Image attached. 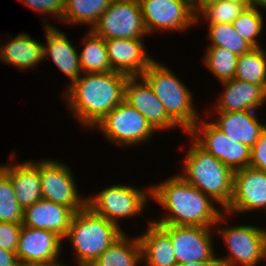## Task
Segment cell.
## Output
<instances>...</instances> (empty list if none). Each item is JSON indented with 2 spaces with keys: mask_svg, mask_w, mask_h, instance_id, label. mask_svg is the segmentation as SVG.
Listing matches in <instances>:
<instances>
[{
  "mask_svg": "<svg viewBox=\"0 0 266 266\" xmlns=\"http://www.w3.org/2000/svg\"><path fill=\"white\" fill-rule=\"evenodd\" d=\"M151 200L159 204L165 213L159 219H152L157 225L214 228L224 213L216 202L177 173L151 184Z\"/></svg>",
  "mask_w": 266,
  "mask_h": 266,
  "instance_id": "obj_1",
  "label": "cell"
},
{
  "mask_svg": "<svg viewBox=\"0 0 266 266\" xmlns=\"http://www.w3.org/2000/svg\"><path fill=\"white\" fill-rule=\"evenodd\" d=\"M129 76L109 73H83L65 86L63 99L73 120L84 130L94 129L117 105L124 101L125 84ZM86 128V129H85Z\"/></svg>",
  "mask_w": 266,
  "mask_h": 266,
  "instance_id": "obj_2",
  "label": "cell"
},
{
  "mask_svg": "<svg viewBox=\"0 0 266 266\" xmlns=\"http://www.w3.org/2000/svg\"><path fill=\"white\" fill-rule=\"evenodd\" d=\"M183 168L178 173L187 183L210 197L224 211L233 194L234 171L205 151L190 136Z\"/></svg>",
  "mask_w": 266,
  "mask_h": 266,
  "instance_id": "obj_3",
  "label": "cell"
},
{
  "mask_svg": "<svg viewBox=\"0 0 266 266\" xmlns=\"http://www.w3.org/2000/svg\"><path fill=\"white\" fill-rule=\"evenodd\" d=\"M165 63L154 60L141 75L163 104L167 114L187 133L201 118L194 94ZM196 107V108H195Z\"/></svg>",
  "mask_w": 266,
  "mask_h": 266,
  "instance_id": "obj_4",
  "label": "cell"
},
{
  "mask_svg": "<svg viewBox=\"0 0 266 266\" xmlns=\"http://www.w3.org/2000/svg\"><path fill=\"white\" fill-rule=\"evenodd\" d=\"M123 233V229L86 206L73 216L64 240L72 244L75 264L90 266Z\"/></svg>",
  "mask_w": 266,
  "mask_h": 266,
  "instance_id": "obj_5",
  "label": "cell"
},
{
  "mask_svg": "<svg viewBox=\"0 0 266 266\" xmlns=\"http://www.w3.org/2000/svg\"><path fill=\"white\" fill-rule=\"evenodd\" d=\"M229 214L224 212L214 226L222 238L227 255L217 258L219 266H256L266 261V227L251 224L229 226ZM229 218V219H228ZM228 219V220H227ZM227 226L224 227L220 224Z\"/></svg>",
  "mask_w": 266,
  "mask_h": 266,
  "instance_id": "obj_6",
  "label": "cell"
},
{
  "mask_svg": "<svg viewBox=\"0 0 266 266\" xmlns=\"http://www.w3.org/2000/svg\"><path fill=\"white\" fill-rule=\"evenodd\" d=\"M151 200V185L139 188L132 184H114L86 197V206L122 229L121 220L144 214ZM144 211V212H143Z\"/></svg>",
  "mask_w": 266,
  "mask_h": 266,
  "instance_id": "obj_7",
  "label": "cell"
},
{
  "mask_svg": "<svg viewBox=\"0 0 266 266\" xmlns=\"http://www.w3.org/2000/svg\"><path fill=\"white\" fill-rule=\"evenodd\" d=\"M119 148L136 147L153 138L156 130L126 101L111 110L93 129Z\"/></svg>",
  "mask_w": 266,
  "mask_h": 266,
  "instance_id": "obj_8",
  "label": "cell"
},
{
  "mask_svg": "<svg viewBox=\"0 0 266 266\" xmlns=\"http://www.w3.org/2000/svg\"><path fill=\"white\" fill-rule=\"evenodd\" d=\"M41 197L44 200L72 208L75 212L86 207V195H80L74 174L64 162L43 158L39 160Z\"/></svg>",
  "mask_w": 266,
  "mask_h": 266,
  "instance_id": "obj_9",
  "label": "cell"
},
{
  "mask_svg": "<svg viewBox=\"0 0 266 266\" xmlns=\"http://www.w3.org/2000/svg\"><path fill=\"white\" fill-rule=\"evenodd\" d=\"M147 33L188 32L196 27L190 0H138Z\"/></svg>",
  "mask_w": 266,
  "mask_h": 266,
  "instance_id": "obj_10",
  "label": "cell"
},
{
  "mask_svg": "<svg viewBox=\"0 0 266 266\" xmlns=\"http://www.w3.org/2000/svg\"><path fill=\"white\" fill-rule=\"evenodd\" d=\"M105 40L148 37L138 0H112L91 29Z\"/></svg>",
  "mask_w": 266,
  "mask_h": 266,
  "instance_id": "obj_11",
  "label": "cell"
},
{
  "mask_svg": "<svg viewBox=\"0 0 266 266\" xmlns=\"http://www.w3.org/2000/svg\"><path fill=\"white\" fill-rule=\"evenodd\" d=\"M202 118L186 134L233 171L249 167L251 148L229 138L211 120Z\"/></svg>",
  "mask_w": 266,
  "mask_h": 266,
  "instance_id": "obj_12",
  "label": "cell"
},
{
  "mask_svg": "<svg viewBox=\"0 0 266 266\" xmlns=\"http://www.w3.org/2000/svg\"><path fill=\"white\" fill-rule=\"evenodd\" d=\"M158 226L170 237L177 264L218 262V256L214 250V228L174 225Z\"/></svg>",
  "mask_w": 266,
  "mask_h": 266,
  "instance_id": "obj_13",
  "label": "cell"
},
{
  "mask_svg": "<svg viewBox=\"0 0 266 266\" xmlns=\"http://www.w3.org/2000/svg\"><path fill=\"white\" fill-rule=\"evenodd\" d=\"M266 211V171L245 167L234 171L233 194L224 211L231 216Z\"/></svg>",
  "mask_w": 266,
  "mask_h": 266,
  "instance_id": "obj_14",
  "label": "cell"
},
{
  "mask_svg": "<svg viewBox=\"0 0 266 266\" xmlns=\"http://www.w3.org/2000/svg\"><path fill=\"white\" fill-rule=\"evenodd\" d=\"M124 101L142 114L157 132L176 128L184 131L167 114L163 104L142 76L128 78L125 84Z\"/></svg>",
  "mask_w": 266,
  "mask_h": 266,
  "instance_id": "obj_15",
  "label": "cell"
},
{
  "mask_svg": "<svg viewBox=\"0 0 266 266\" xmlns=\"http://www.w3.org/2000/svg\"><path fill=\"white\" fill-rule=\"evenodd\" d=\"M112 69L129 77L141 76L155 60L149 55L144 39L105 40Z\"/></svg>",
  "mask_w": 266,
  "mask_h": 266,
  "instance_id": "obj_16",
  "label": "cell"
},
{
  "mask_svg": "<svg viewBox=\"0 0 266 266\" xmlns=\"http://www.w3.org/2000/svg\"><path fill=\"white\" fill-rule=\"evenodd\" d=\"M63 242L52 231L22 225L16 254L20 263L60 261Z\"/></svg>",
  "mask_w": 266,
  "mask_h": 266,
  "instance_id": "obj_17",
  "label": "cell"
},
{
  "mask_svg": "<svg viewBox=\"0 0 266 266\" xmlns=\"http://www.w3.org/2000/svg\"><path fill=\"white\" fill-rule=\"evenodd\" d=\"M220 84L224 87L222 93L212 110L207 108L206 112L258 111L266 105V90L261 85L235 78Z\"/></svg>",
  "mask_w": 266,
  "mask_h": 266,
  "instance_id": "obj_18",
  "label": "cell"
},
{
  "mask_svg": "<svg viewBox=\"0 0 266 266\" xmlns=\"http://www.w3.org/2000/svg\"><path fill=\"white\" fill-rule=\"evenodd\" d=\"M258 111L207 112V118L229 138L252 147L266 128L261 123ZM209 116V117H208Z\"/></svg>",
  "mask_w": 266,
  "mask_h": 266,
  "instance_id": "obj_19",
  "label": "cell"
},
{
  "mask_svg": "<svg viewBox=\"0 0 266 266\" xmlns=\"http://www.w3.org/2000/svg\"><path fill=\"white\" fill-rule=\"evenodd\" d=\"M7 164H0V168L8 175L12 182L16 199L23 210L42 199L41 182L39 177V161L33 159L17 162L16 153L10 155Z\"/></svg>",
  "mask_w": 266,
  "mask_h": 266,
  "instance_id": "obj_20",
  "label": "cell"
},
{
  "mask_svg": "<svg viewBox=\"0 0 266 266\" xmlns=\"http://www.w3.org/2000/svg\"><path fill=\"white\" fill-rule=\"evenodd\" d=\"M46 44L44 46V60L49 57L52 62L69 77L68 85L76 81L82 74L79 62V51L69 40L67 34L54 25L44 26Z\"/></svg>",
  "mask_w": 266,
  "mask_h": 266,
  "instance_id": "obj_21",
  "label": "cell"
},
{
  "mask_svg": "<svg viewBox=\"0 0 266 266\" xmlns=\"http://www.w3.org/2000/svg\"><path fill=\"white\" fill-rule=\"evenodd\" d=\"M75 213L72 208L41 199L24 209L22 225L52 231L64 240Z\"/></svg>",
  "mask_w": 266,
  "mask_h": 266,
  "instance_id": "obj_22",
  "label": "cell"
},
{
  "mask_svg": "<svg viewBox=\"0 0 266 266\" xmlns=\"http://www.w3.org/2000/svg\"><path fill=\"white\" fill-rule=\"evenodd\" d=\"M0 43V61L19 71L36 68L44 62L43 42L33 39L27 32L18 33ZM9 41V42H8Z\"/></svg>",
  "mask_w": 266,
  "mask_h": 266,
  "instance_id": "obj_23",
  "label": "cell"
},
{
  "mask_svg": "<svg viewBox=\"0 0 266 266\" xmlns=\"http://www.w3.org/2000/svg\"><path fill=\"white\" fill-rule=\"evenodd\" d=\"M137 237L143 266H175L177 259L170 237L152 220Z\"/></svg>",
  "mask_w": 266,
  "mask_h": 266,
  "instance_id": "obj_24",
  "label": "cell"
},
{
  "mask_svg": "<svg viewBox=\"0 0 266 266\" xmlns=\"http://www.w3.org/2000/svg\"><path fill=\"white\" fill-rule=\"evenodd\" d=\"M141 263L138 237L124 232L90 266H141Z\"/></svg>",
  "mask_w": 266,
  "mask_h": 266,
  "instance_id": "obj_25",
  "label": "cell"
},
{
  "mask_svg": "<svg viewBox=\"0 0 266 266\" xmlns=\"http://www.w3.org/2000/svg\"><path fill=\"white\" fill-rule=\"evenodd\" d=\"M83 49L79 62L83 73H109L114 71L109 62L105 39L88 30L82 38Z\"/></svg>",
  "mask_w": 266,
  "mask_h": 266,
  "instance_id": "obj_26",
  "label": "cell"
},
{
  "mask_svg": "<svg viewBox=\"0 0 266 266\" xmlns=\"http://www.w3.org/2000/svg\"><path fill=\"white\" fill-rule=\"evenodd\" d=\"M112 0H65L61 21L65 24L85 25L91 30Z\"/></svg>",
  "mask_w": 266,
  "mask_h": 266,
  "instance_id": "obj_27",
  "label": "cell"
},
{
  "mask_svg": "<svg viewBox=\"0 0 266 266\" xmlns=\"http://www.w3.org/2000/svg\"><path fill=\"white\" fill-rule=\"evenodd\" d=\"M251 0H216L202 7L196 13V24L202 20L205 24L232 23L249 6Z\"/></svg>",
  "mask_w": 266,
  "mask_h": 266,
  "instance_id": "obj_28",
  "label": "cell"
},
{
  "mask_svg": "<svg viewBox=\"0 0 266 266\" xmlns=\"http://www.w3.org/2000/svg\"><path fill=\"white\" fill-rule=\"evenodd\" d=\"M254 47L238 58L234 78L261 85L266 90V49Z\"/></svg>",
  "mask_w": 266,
  "mask_h": 266,
  "instance_id": "obj_29",
  "label": "cell"
},
{
  "mask_svg": "<svg viewBox=\"0 0 266 266\" xmlns=\"http://www.w3.org/2000/svg\"><path fill=\"white\" fill-rule=\"evenodd\" d=\"M202 57L203 65L221 83L234 78L239 56L218 46H207Z\"/></svg>",
  "mask_w": 266,
  "mask_h": 266,
  "instance_id": "obj_30",
  "label": "cell"
},
{
  "mask_svg": "<svg viewBox=\"0 0 266 266\" xmlns=\"http://www.w3.org/2000/svg\"><path fill=\"white\" fill-rule=\"evenodd\" d=\"M207 26V39L210 41L208 46L223 47L234 52L238 56L254 48L245 39L240 37L232 23L212 24Z\"/></svg>",
  "mask_w": 266,
  "mask_h": 266,
  "instance_id": "obj_31",
  "label": "cell"
},
{
  "mask_svg": "<svg viewBox=\"0 0 266 266\" xmlns=\"http://www.w3.org/2000/svg\"><path fill=\"white\" fill-rule=\"evenodd\" d=\"M24 210L18 203L8 175L0 168V222H23Z\"/></svg>",
  "mask_w": 266,
  "mask_h": 266,
  "instance_id": "obj_32",
  "label": "cell"
},
{
  "mask_svg": "<svg viewBox=\"0 0 266 266\" xmlns=\"http://www.w3.org/2000/svg\"><path fill=\"white\" fill-rule=\"evenodd\" d=\"M263 16L264 14L260 10L249 6L232 22L240 37L253 47H261L260 40L257 37H260L261 33H263Z\"/></svg>",
  "mask_w": 266,
  "mask_h": 266,
  "instance_id": "obj_33",
  "label": "cell"
},
{
  "mask_svg": "<svg viewBox=\"0 0 266 266\" xmlns=\"http://www.w3.org/2000/svg\"><path fill=\"white\" fill-rule=\"evenodd\" d=\"M21 4L27 6V8L32 9L34 12L38 14H43L41 20L43 22V26L51 25L48 22L47 14L52 15V18L55 20L59 19L61 21V17L64 11L65 0H18ZM44 15L46 17H44Z\"/></svg>",
  "mask_w": 266,
  "mask_h": 266,
  "instance_id": "obj_34",
  "label": "cell"
},
{
  "mask_svg": "<svg viewBox=\"0 0 266 266\" xmlns=\"http://www.w3.org/2000/svg\"><path fill=\"white\" fill-rule=\"evenodd\" d=\"M21 228L19 223L0 222V247L16 253Z\"/></svg>",
  "mask_w": 266,
  "mask_h": 266,
  "instance_id": "obj_35",
  "label": "cell"
},
{
  "mask_svg": "<svg viewBox=\"0 0 266 266\" xmlns=\"http://www.w3.org/2000/svg\"><path fill=\"white\" fill-rule=\"evenodd\" d=\"M249 166L266 171V128L251 147Z\"/></svg>",
  "mask_w": 266,
  "mask_h": 266,
  "instance_id": "obj_36",
  "label": "cell"
},
{
  "mask_svg": "<svg viewBox=\"0 0 266 266\" xmlns=\"http://www.w3.org/2000/svg\"><path fill=\"white\" fill-rule=\"evenodd\" d=\"M0 266H20V260L15 252L0 247Z\"/></svg>",
  "mask_w": 266,
  "mask_h": 266,
  "instance_id": "obj_37",
  "label": "cell"
},
{
  "mask_svg": "<svg viewBox=\"0 0 266 266\" xmlns=\"http://www.w3.org/2000/svg\"><path fill=\"white\" fill-rule=\"evenodd\" d=\"M64 262L49 261V262H22L20 266H63Z\"/></svg>",
  "mask_w": 266,
  "mask_h": 266,
  "instance_id": "obj_38",
  "label": "cell"
},
{
  "mask_svg": "<svg viewBox=\"0 0 266 266\" xmlns=\"http://www.w3.org/2000/svg\"><path fill=\"white\" fill-rule=\"evenodd\" d=\"M216 0H190V4L195 13H197L205 5Z\"/></svg>",
  "mask_w": 266,
  "mask_h": 266,
  "instance_id": "obj_39",
  "label": "cell"
},
{
  "mask_svg": "<svg viewBox=\"0 0 266 266\" xmlns=\"http://www.w3.org/2000/svg\"><path fill=\"white\" fill-rule=\"evenodd\" d=\"M175 266H219V265L218 262H193V263L176 264Z\"/></svg>",
  "mask_w": 266,
  "mask_h": 266,
  "instance_id": "obj_40",
  "label": "cell"
},
{
  "mask_svg": "<svg viewBox=\"0 0 266 266\" xmlns=\"http://www.w3.org/2000/svg\"><path fill=\"white\" fill-rule=\"evenodd\" d=\"M250 6L257 8L258 10H266V0H251Z\"/></svg>",
  "mask_w": 266,
  "mask_h": 266,
  "instance_id": "obj_41",
  "label": "cell"
},
{
  "mask_svg": "<svg viewBox=\"0 0 266 266\" xmlns=\"http://www.w3.org/2000/svg\"><path fill=\"white\" fill-rule=\"evenodd\" d=\"M63 266H69V264L67 265V264H65V263H64V265H63ZM70 266H72V265H70ZM75 266H79V265H75Z\"/></svg>",
  "mask_w": 266,
  "mask_h": 266,
  "instance_id": "obj_42",
  "label": "cell"
}]
</instances>
